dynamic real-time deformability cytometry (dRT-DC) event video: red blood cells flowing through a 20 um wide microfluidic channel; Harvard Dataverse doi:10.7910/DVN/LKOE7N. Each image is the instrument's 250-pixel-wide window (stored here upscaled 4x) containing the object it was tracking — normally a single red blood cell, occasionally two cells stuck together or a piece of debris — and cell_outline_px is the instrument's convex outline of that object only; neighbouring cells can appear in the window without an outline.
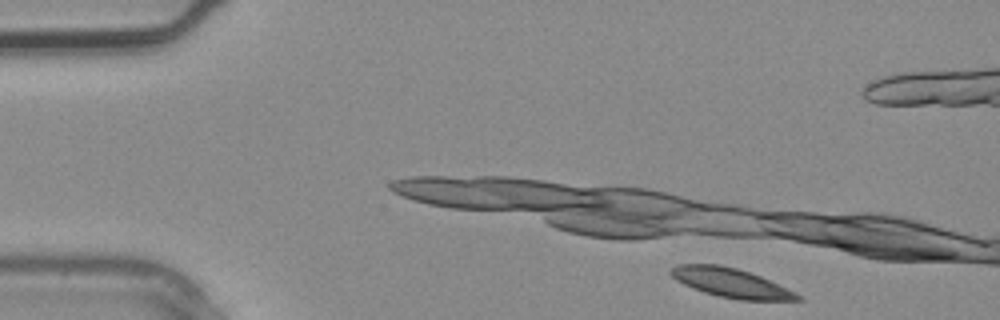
{"species": "common noctule bat (a hibernating species)", "species_latin": "Nyctalus noctula", "temperature_condition": "warm", "stored_images_in_passage": 2, "segment_of_instrument_passage": [2, 2], "camera_frame_rate_fps": 3000, "um_per_image_px": 0.085, "animal": {"sex": "male", "body_mass_g": 20.4}, "frame": {"image": 1, "passage_image": 2, "time_ms": 0.333, "image_size_px": [1000, 320], "cell_outline_px": [[804, 300], [740, 300], [720, 296], [704, 292], [692, 288], [676, 280], [668, 272], [668, 268], [680, 264], [720, 264], [736, 268], [760, 276], [796, 292]], "centroid_in_image_um": [62.1, 24.03], "position_along_channel_um": 22.9, "area_um2": 21.44}}